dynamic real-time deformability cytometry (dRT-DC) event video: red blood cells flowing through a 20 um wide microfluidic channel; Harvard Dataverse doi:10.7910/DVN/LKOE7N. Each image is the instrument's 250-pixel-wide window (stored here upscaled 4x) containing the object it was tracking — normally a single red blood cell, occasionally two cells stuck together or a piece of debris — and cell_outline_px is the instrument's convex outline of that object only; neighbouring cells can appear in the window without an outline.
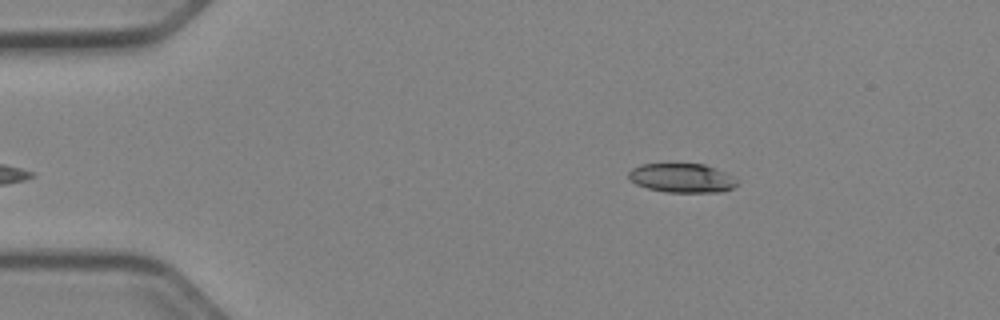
{"species": "Egyptian fruit bat (a non-hibernating species)", "species_latin": "Rousettus aegyptiacus", "temperature_condition": "cold", "stored_images_in_passage": 45, "camera_frame_rate_fps": 3000, "um_per_image_px": 0.085, "animal": {"sex": "female"}, "frame": {"image": 1, "passage_image": 2, "time_ms": 0.333, "image_size_px": [1000, 320], "cell_outline_px": [[740, 184], [724, 192], [664, 192], [648, 188], [636, 184], [628, 176], [628, 172], [632, 168], [640, 164], [704, 164], [724, 172], [732, 176]], "centroid_in_image_um": [57.97, 15.14], "position_along_channel_um": 27.0, "area_um2": 18.38}}
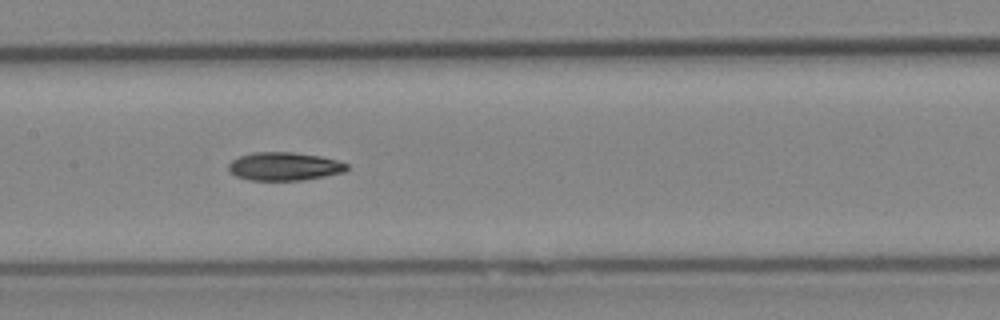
{"frame": {"image": 2, "passage_image": 19, "time_ms": 6.0, "image_size_px": [1000, 320], "cell_outline_px": [[348, 168], [344, 172], [324, 176], [300, 180], [248, 180], [236, 176], [228, 172], [228, 164], [232, 160], [240, 156], [252, 152], [292, 152], [320, 156], [336, 160], [348, 164]], "centroid_in_image_um": [24.12, 14.14], "position_along_channel_um": 183.3, "area_um2": 19.48}}
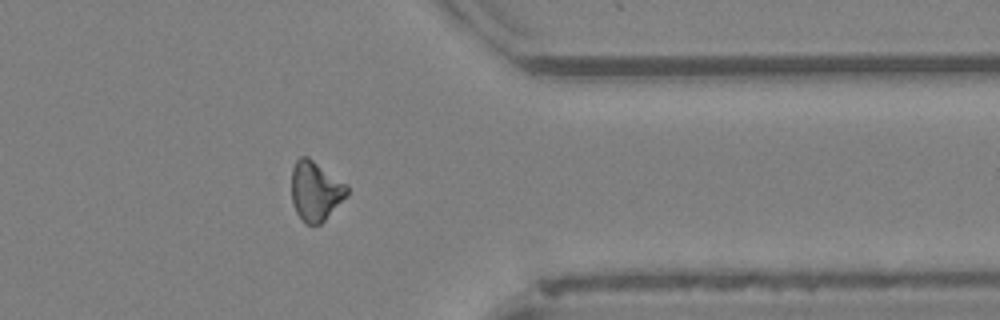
{"frame": {"image": 3, "passage_image": 35, "time_ms": 11.333, "image_size_px": [1000, 320], "cell_outline_px": [[348, 196], [320, 224], [304, 224], [296, 212], [292, 204], [292, 168], [296, 160], [300, 156], [308, 156], [348, 184]], "centroid_in_image_um": [26.83, 16.22], "position_along_channel_um": 384.6, "area_um2": 19.54}, "authors_computed_cell_mechanics": {"area_um2": 19.4786, "velocity_mm_per_s": 3.9651, "shape_relaxation_time_tau1_ms": 9.7765, "shape_relaxation_time_tau2_ms": 5.8533, "deformation_change_tau1": 0.1733, "deformation_change_tau2": 0.1404}}